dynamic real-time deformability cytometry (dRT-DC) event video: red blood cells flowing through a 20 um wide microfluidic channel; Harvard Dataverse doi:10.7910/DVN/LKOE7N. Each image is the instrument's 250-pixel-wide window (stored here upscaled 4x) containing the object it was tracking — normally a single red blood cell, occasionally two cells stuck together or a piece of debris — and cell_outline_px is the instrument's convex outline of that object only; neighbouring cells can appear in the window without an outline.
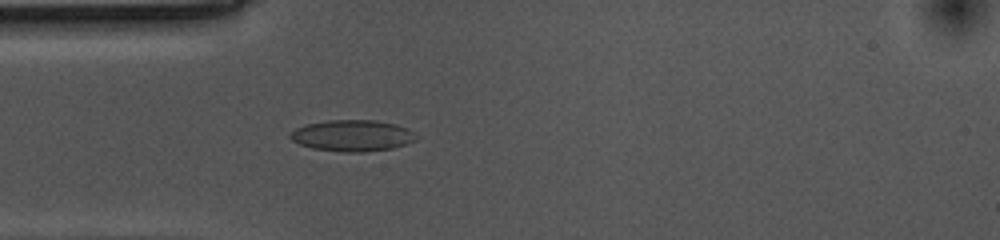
{"species": "common noctule bat (a hibernating species)", "species_latin": "Nyctalus noctula", "temperature_condition": "cold", "stored_images_in_passage": 42, "camera_frame_rate_fps": 3000, "um_per_image_px": 0.085, "animal": {"sex": "female", "body_mass_g": 10.0, "forearm_length_mm": 53.1}, "frame": {"image": 1, "passage_image": 1, "time_ms": 0.0, "image_size_px": [1000, 240], "cell_outline_px": [[420, 136], [416, 140], [408, 144], [392, 148], [364, 152], [344, 152], [312, 148], [300, 144], [292, 140], [288, 136], [296, 128], [308, 124], [328, 120], [376, 120], [396, 124], [408, 128]], "centroid_in_image_um": [30.01, 11.53], "position_along_channel_um": 55.0, "area_um2": 23.12}}
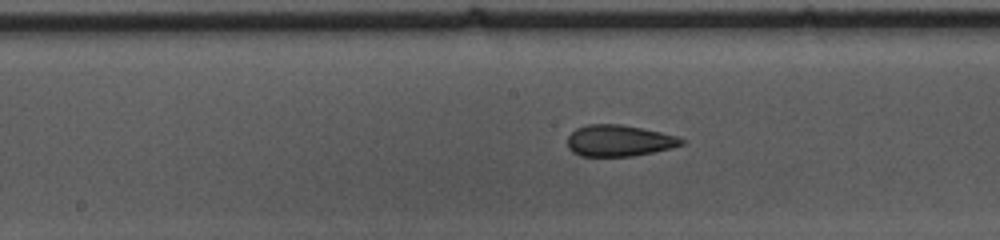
{"frame": {"image": 2, "passage_image": 13, "time_ms": 4.0, "image_size_px": [1000, 240], "cell_outline_px": [[688, 140], [684, 144], [672, 148], [632, 156], [580, 156], [572, 152], [568, 148], [568, 136], [576, 128], [588, 124], [620, 124], [660, 132], [676, 136]], "centroid_in_image_um": [52.62, 11.96], "position_along_channel_um": 195.6, "area_um2": 20.87}}
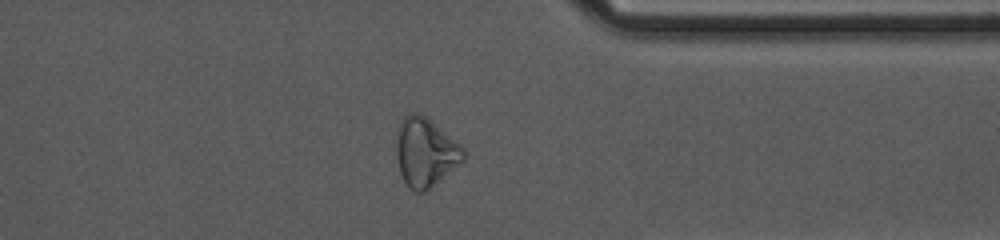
{"frame": {"image": 3, "passage_image": 29, "time_ms": 9.333, "image_size_px": [1000, 240], "cell_outline_px": [[468, 156], [464, 160], [424, 192], [416, 192], [404, 180], [400, 172], [396, 156], [396, 128], [400, 120], [408, 112], [420, 112], [460, 144], [464, 148]], "centroid_in_image_um": [36.14, 12.89], "position_along_channel_um": 375.3, "area_um2": 26.88}, "authors_computed_cell_mechanics": {"area_um2": 21.964, "velocity_mm_per_s": 3.54, "shape_relaxation_time_tau1_ms": 9.0372, "shape_relaxation_time_tau2_ms": 2.0657, "deformation_change_tau1": 0.145, "deformation_change_tau2": 0.0751}}